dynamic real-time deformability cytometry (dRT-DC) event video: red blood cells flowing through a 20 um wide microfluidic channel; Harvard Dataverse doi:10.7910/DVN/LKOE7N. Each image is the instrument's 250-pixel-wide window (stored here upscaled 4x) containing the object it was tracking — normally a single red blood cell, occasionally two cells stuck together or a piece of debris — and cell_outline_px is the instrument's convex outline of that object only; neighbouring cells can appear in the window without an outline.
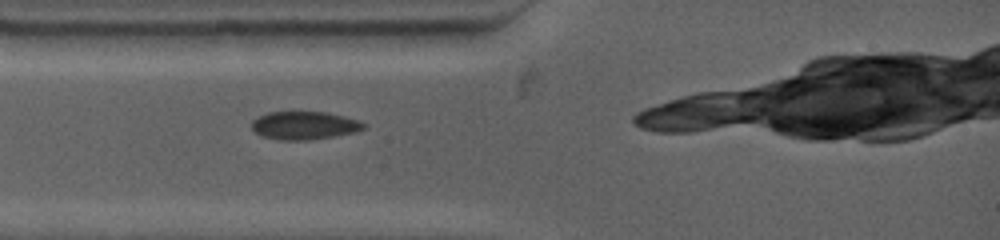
{"species": "common noctule bat (a hibernating species)", "species_latin": "Nyctalus noctula", "temperature_condition": "warm", "stored_images_in_passage": 26, "camera_frame_rate_fps": 4500, "um_per_image_px": 0.085, "animal": {"sex": "female", "body_mass_g": 19.0, "forearm_length_mm": 53.3}, "frame": {"image": 1, "passage_image": 1, "time_ms": 0.0, "image_size_px": [1000, 240], "cell_outline_px": [[368, 124], [364, 128], [356, 132], [336, 136], [308, 140], [280, 140], [260, 136], [252, 128], [252, 120], [268, 112], [324, 112], [344, 116]], "centroid_in_image_um": [25.87, 10.67], "position_along_channel_um": 59.1, "area_um2": 18.32}}
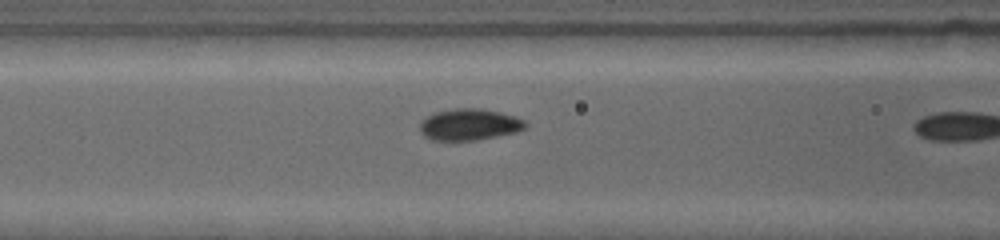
{"frame": {"image": 2, "passage_image": 9, "time_ms": 1.778, "image_size_px": [1000, 240], "cell_outline_px": [[528, 124], [524, 128], [516, 132], [476, 140], [432, 140], [424, 136], [420, 132], [420, 124], [428, 116], [436, 112], [456, 108], [480, 108], [500, 112], [516, 116], [524, 120]], "centroid_in_image_um": [39.91, 10.58], "position_along_channel_um": 126.7, "area_um2": 19.25}}
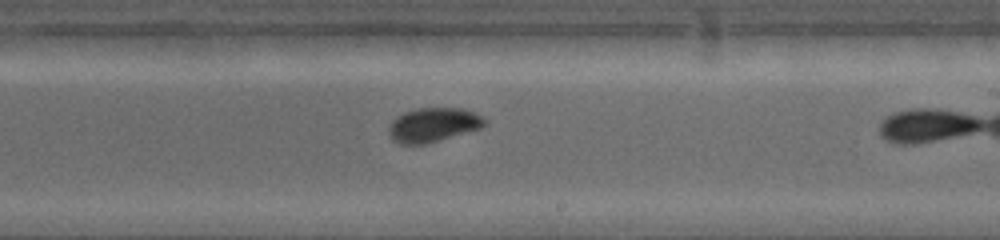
{"frame": {"image": 3, "passage_image": 18, "time_ms": 5.111, "image_size_px": [1000, 240], "cell_outline_px": [[488, 120], [480, 128], [424, 144], [400, 144], [392, 140], [388, 132], [388, 128], [392, 120], [396, 116], [404, 112], [416, 108], [460, 108], [472, 112]], "centroid_in_image_um": [36.76, 10.61], "position_along_channel_um": 252.2, "area_um2": 18.9}}